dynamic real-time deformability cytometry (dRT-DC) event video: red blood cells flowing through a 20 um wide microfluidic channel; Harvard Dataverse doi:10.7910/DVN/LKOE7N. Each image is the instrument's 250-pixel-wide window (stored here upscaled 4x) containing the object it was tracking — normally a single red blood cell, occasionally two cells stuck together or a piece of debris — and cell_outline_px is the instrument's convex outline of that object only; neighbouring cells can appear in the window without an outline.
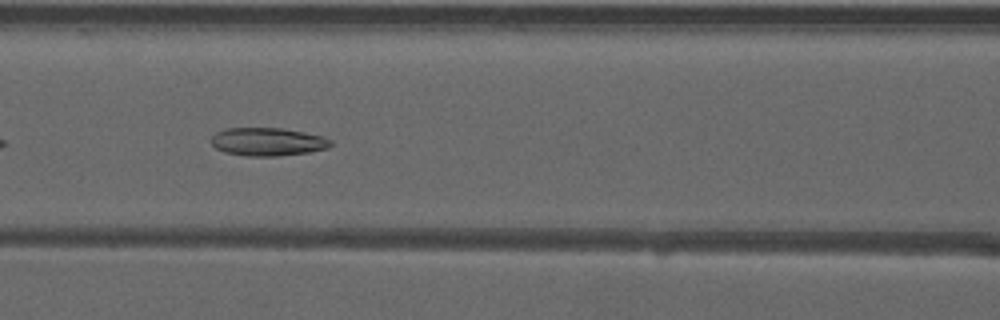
{"species": "common noctule bat (a hibernating species)", "species_latin": "Nyctalus noctula", "temperature_condition": "warm", "stored_images_in_passage": 37, "camera_frame_rate_fps": 3000, "um_per_image_px": 0.085, "animal": {"sex": "male", "forearm_length_mm": 52.5}, "frame": {"image": 1, "passage_image": 8, "time_ms": 2.333, "image_size_px": [1000, 320], "cell_outline_px": [[332, 144], [328, 148], [308, 152], [276, 156], [244, 156], [224, 152], [216, 148], [212, 144], [212, 136], [216, 132], [228, 128], [284, 128], [324, 136], [332, 140]], "centroid_in_image_um": [22.77, 12.05], "position_along_channel_um": 143.8, "area_um2": 19.65}}
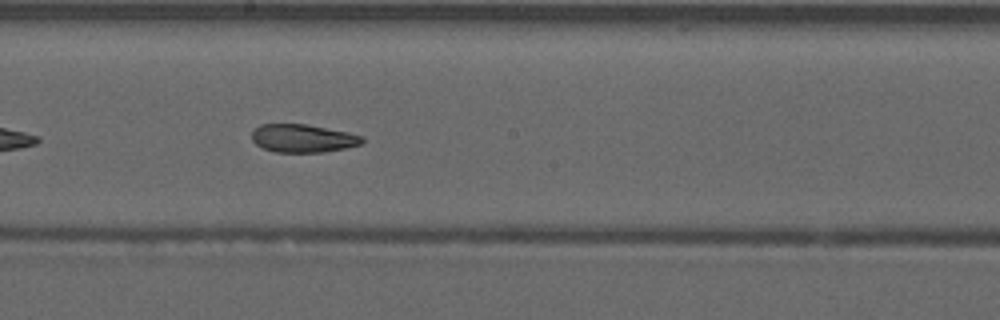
{"frame": {"image": 2, "passage_image": 14, "time_ms": 4.333, "image_size_px": [1000, 320], "cell_outline_px": [[364, 144], [324, 152], [276, 152], [264, 148], [256, 144], [252, 140], [252, 132], [260, 124], [308, 124], [348, 132], [364, 136]], "centroid_in_image_um": [25.78, 11.75], "position_along_channel_um": 222.4, "area_um2": 18.15}}
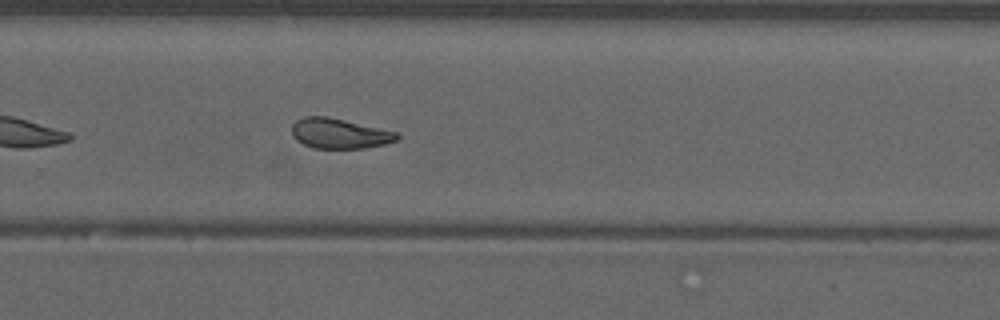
{"frame": {"image": 3, "passage_image": 20, "time_ms": 6.333, "image_size_px": [1000, 320], "cell_outline_px": [[400, 136], [396, 140], [384, 144], [364, 148], [312, 148], [296, 140], [292, 136], [292, 124], [296, 120], [304, 116], [328, 116], [396, 132]], "centroid_in_image_um": [28.8, 11.34], "position_along_channel_um": 301.0, "area_um2": 18.38}, "authors_computed_cell_mechanics": {"area_um2": 18.9584, "velocity_mm_per_s": 3.9501, "shape_relaxation_time_tau1_ms": null, "shape_relaxation_time_tau2_ms": 3.161, "deformation_change_tau1": null, "deformation_change_tau2": 0.0988}}